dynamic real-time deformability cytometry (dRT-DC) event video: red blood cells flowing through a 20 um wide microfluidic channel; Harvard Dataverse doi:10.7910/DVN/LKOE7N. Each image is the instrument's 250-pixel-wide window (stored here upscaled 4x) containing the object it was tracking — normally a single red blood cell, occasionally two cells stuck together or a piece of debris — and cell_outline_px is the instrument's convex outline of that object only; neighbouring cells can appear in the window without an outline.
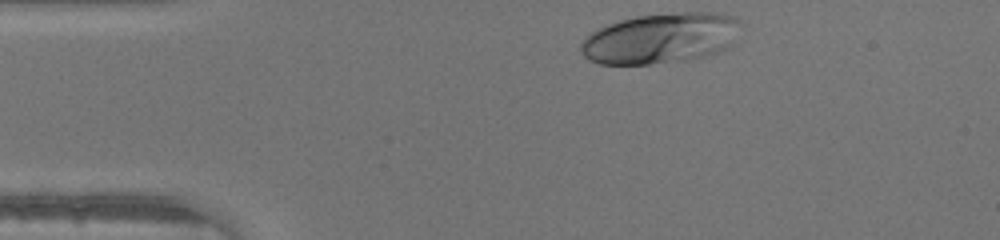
{"species": "human", "species_latin": "Homo sapiens", "temperature_condition": "warm", "stored_images_in_passage": 29, "camera_frame_rate_fps": 3000, "um_per_image_px": 0.085, "donor": {"sex": "male"}, "frame": {"image": 1, "passage_image": 1, "time_ms": 0.0, "image_size_px": [1000, 240], "cell_outline_px": [[740, 24], [728, 44], [724, 48], [716, 52], [692, 60], [648, 64], [600, 64], [588, 60], [580, 52], [580, 44], [596, 28], [620, 20], [636, 16], [680, 12], [716, 12], [736, 16], [740, 20]], "centroid_in_image_um": [56.11, 3.25], "position_along_channel_um": 28.9, "area_um2": 46.88}}
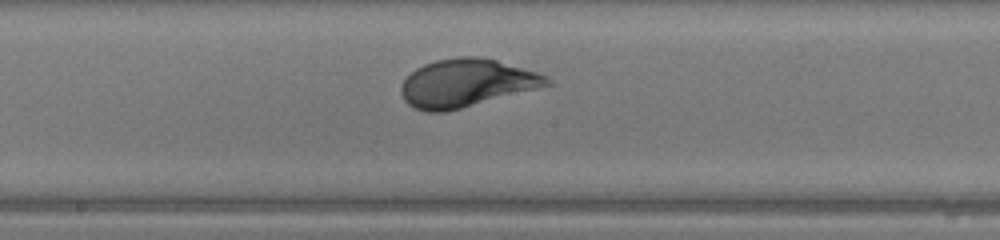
{"frame": {"image": 2, "passage_image": 17, "time_ms": 5.333, "image_size_px": [1000, 240], "cell_outline_px": [[552, 84], [460, 108], [444, 112], [428, 112], [416, 108], [408, 104], [404, 100], [400, 92], [400, 84], [416, 68], [424, 64], [436, 60], [460, 56], [476, 56], [496, 60], [536, 72], [548, 76], [552, 80]], "centroid_in_image_um": [39.61, 7.05], "position_along_channel_um": 208.6, "area_um2": 40.23}}
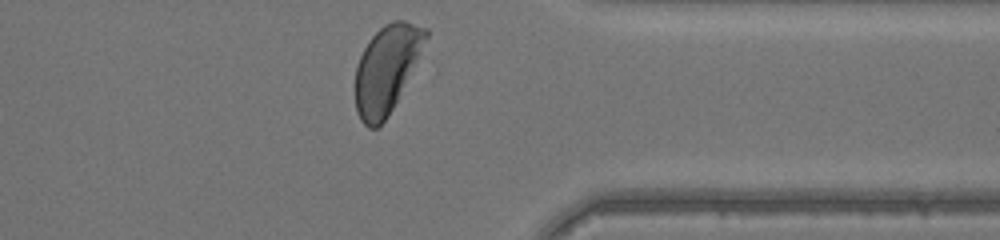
{"frame": {"image": 3, "passage_image": 29, "time_ms": 9.333, "image_size_px": [1000, 240], "cell_outline_px": [[428, 36], [388, 116], [376, 128], [368, 128], [360, 120], [356, 112], [356, 64], [368, 40], [384, 24], [392, 20], [404, 20], [428, 28]], "centroid_in_image_um": [32.83, 5.84], "position_along_channel_um": 378.6, "area_um2": 35.08}}